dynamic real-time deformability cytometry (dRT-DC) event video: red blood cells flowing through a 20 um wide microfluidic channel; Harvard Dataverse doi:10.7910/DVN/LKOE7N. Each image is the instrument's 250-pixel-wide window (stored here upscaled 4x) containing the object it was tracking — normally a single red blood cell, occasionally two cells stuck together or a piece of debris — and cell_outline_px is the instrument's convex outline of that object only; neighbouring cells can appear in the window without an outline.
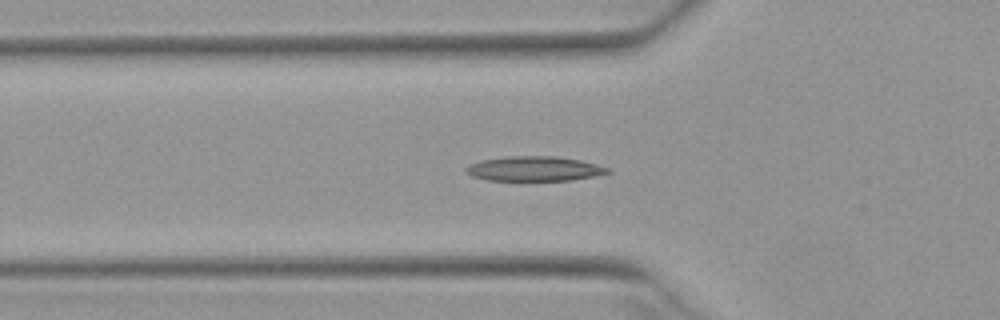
{"species": "Egyptian fruit bat (a non-hibernating species)", "species_latin": "Rousettus aegyptiacus", "temperature_condition": "warm", "stored_images_in_passage": 52, "camera_frame_rate_fps": 3000, "um_per_image_px": 0.085, "animal": {"sex": "female"}, "frame": {"image": 1, "passage_image": 17, "time_ms": 5.333, "image_size_px": [1000, 320], "cell_outline_px": [[612, 172], [596, 176], [572, 180], [484, 180], [472, 176], [464, 172], [464, 168], [468, 164], [480, 160], [508, 156], [556, 156], [580, 160], [612, 168]], "centroid_in_image_um": [45.41, 14.34], "position_along_channel_um": 80.4, "area_um2": 20.69}}
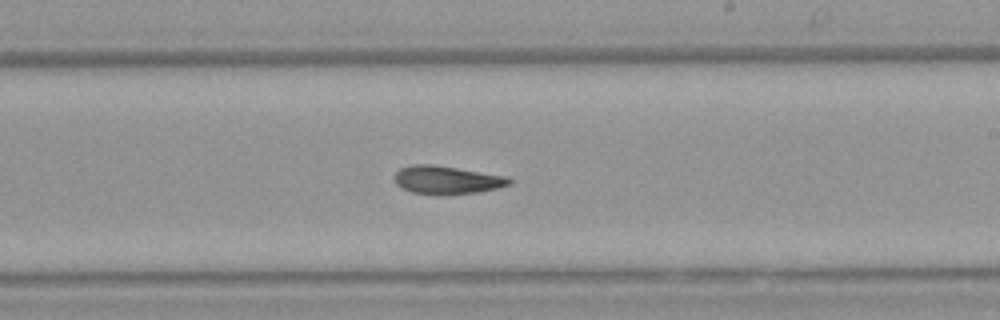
{"frame": {"image": 2, "passage_image": 30, "time_ms": 9.667, "image_size_px": [1000, 320], "cell_outline_px": [[512, 184], [496, 188], [476, 192], [444, 196], [436, 196], [412, 192], [400, 188], [396, 184], [392, 176], [400, 168], [412, 164], [432, 164], [508, 176], [512, 180]], "centroid_in_image_um": [37.94, 15.31], "position_along_channel_um": 251.1, "area_um2": 19.31}}
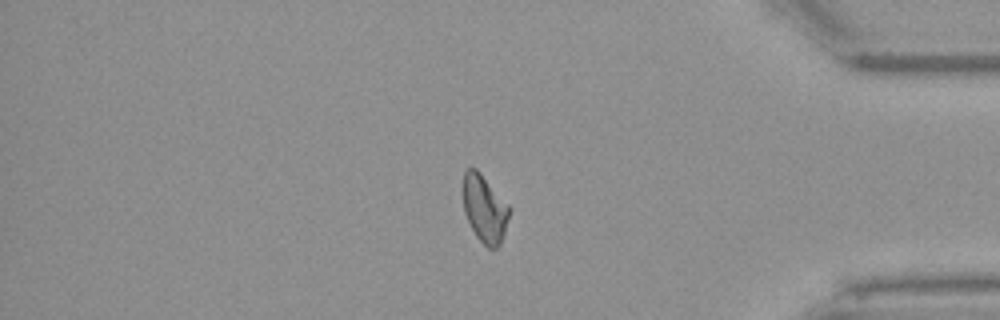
{"frame": {"image": 3, "passage_image": 43, "time_ms": 14.0, "image_size_px": [1000, 320], "cell_outline_px": [[508, 216], [504, 236], [500, 244], [496, 248], [488, 248], [476, 236], [464, 212], [464, 172], [468, 168], [476, 168], [480, 172], [508, 204]], "centroid_in_image_um": [41.19, 17.75], "position_along_channel_um": 394.0, "area_um2": 17.74}}